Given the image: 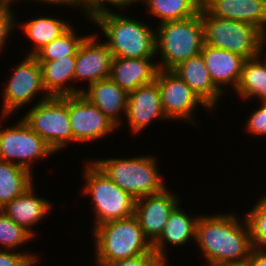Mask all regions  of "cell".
Returning a JSON list of instances; mask_svg holds the SVG:
<instances>
[{
	"mask_svg": "<svg viewBox=\"0 0 266 266\" xmlns=\"http://www.w3.org/2000/svg\"><path fill=\"white\" fill-rule=\"evenodd\" d=\"M242 217L227 212L211 215L201 213L194 243L199 246L207 266L248 261L252 250L251 231L245 214Z\"/></svg>",
	"mask_w": 266,
	"mask_h": 266,
	"instance_id": "6da1fadb",
	"label": "cell"
},
{
	"mask_svg": "<svg viewBox=\"0 0 266 266\" xmlns=\"http://www.w3.org/2000/svg\"><path fill=\"white\" fill-rule=\"evenodd\" d=\"M116 11L98 13L90 20L105 35L102 41L113 57L156 58L155 27Z\"/></svg>",
	"mask_w": 266,
	"mask_h": 266,
	"instance_id": "7a4b0ae2",
	"label": "cell"
},
{
	"mask_svg": "<svg viewBox=\"0 0 266 266\" xmlns=\"http://www.w3.org/2000/svg\"><path fill=\"white\" fill-rule=\"evenodd\" d=\"M116 185L135 200L167 188L155 155L91 159Z\"/></svg>",
	"mask_w": 266,
	"mask_h": 266,
	"instance_id": "3957f363",
	"label": "cell"
},
{
	"mask_svg": "<svg viewBox=\"0 0 266 266\" xmlns=\"http://www.w3.org/2000/svg\"><path fill=\"white\" fill-rule=\"evenodd\" d=\"M91 232L95 248L94 263L124 260L153 250L134 215L102 223Z\"/></svg>",
	"mask_w": 266,
	"mask_h": 266,
	"instance_id": "277c9868",
	"label": "cell"
},
{
	"mask_svg": "<svg viewBox=\"0 0 266 266\" xmlns=\"http://www.w3.org/2000/svg\"><path fill=\"white\" fill-rule=\"evenodd\" d=\"M87 162V163H86ZM81 194L92 203V229L102 223L131 217L136 200L116 185L91 159L85 161Z\"/></svg>",
	"mask_w": 266,
	"mask_h": 266,
	"instance_id": "5b68a950",
	"label": "cell"
},
{
	"mask_svg": "<svg viewBox=\"0 0 266 266\" xmlns=\"http://www.w3.org/2000/svg\"><path fill=\"white\" fill-rule=\"evenodd\" d=\"M156 60L158 69L172 70L179 63L201 53L204 26L200 12L190 18L157 24Z\"/></svg>",
	"mask_w": 266,
	"mask_h": 266,
	"instance_id": "8992f818",
	"label": "cell"
},
{
	"mask_svg": "<svg viewBox=\"0 0 266 266\" xmlns=\"http://www.w3.org/2000/svg\"><path fill=\"white\" fill-rule=\"evenodd\" d=\"M204 26V44L239 54L246 59L266 51V35L257 27L231 19L210 15L200 9Z\"/></svg>",
	"mask_w": 266,
	"mask_h": 266,
	"instance_id": "52a82bcc",
	"label": "cell"
},
{
	"mask_svg": "<svg viewBox=\"0 0 266 266\" xmlns=\"http://www.w3.org/2000/svg\"><path fill=\"white\" fill-rule=\"evenodd\" d=\"M22 119L57 154L73 143L69 120V96H51L33 104Z\"/></svg>",
	"mask_w": 266,
	"mask_h": 266,
	"instance_id": "ba28073f",
	"label": "cell"
},
{
	"mask_svg": "<svg viewBox=\"0 0 266 266\" xmlns=\"http://www.w3.org/2000/svg\"><path fill=\"white\" fill-rule=\"evenodd\" d=\"M10 117L0 115V120L9 121ZM1 122L0 160L17 164L34 173V163L55 155L52 148L27 125L22 117L7 128L3 127Z\"/></svg>",
	"mask_w": 266,
	"mask_h": 266,
	"instance_id": "9c48e42d",
	"label": "cell"
},
{
	"mask_svg": "<svg viewBox=\"0 0 266 266\" xmlns=\"http://www.w3.org/2000/svg\"><path fill=\"white\" fill-rule=\"evenodd\" d=\"M23 58L14 65L15 68L12 67L3 92H1L3 103L0 115L2 116H12L14 112L17 111L14 113L17 114L19 109H23L24 105L27 106L30 102V105L33 104L32 102L37 104L51 97L44 88L37 59L33 55H24ZM37 95H39V101ZM34 99L37 101L35 102Z\"/></svg>",
	"mask_w": 266,
	"mask_h": 266,
	"instance_id": "30bf717a",
	"label": "cell"
},
{
	"mask_svg": "<svg viewBox=\"0 0 266 266\" xmlns=\"http://www.w3.org/2000/svg\"><path fill=\"white\" fill-rule=\"evenodd\" d=\"M155 80L161 94L162 109L168 120H184L196 126L198 122L194 112L200 105L207 113L213 112L174 71L158 69Z\"/></svg>",
	"mask_w": 266,
	"mask_h": 266,
	"instance_id": "8fae6325",
	"label": "cell"
},
{
	"mask_svg": "<svg viewBox=\"0 0 266 266\" xmlns=\"http://www.w3.org/2000/svg\"><path fill=\"white\" fill-rule=\"evenodd\" d=\"M73 143H90L110 136L119 128L81 93L69 96Z\"/></svg>",
	"mask_w": 266,
	"mask_h": 266,
	"instance_id": "7c38bea8",
	"label": "cell"
},
{
	"mask_svg": "<svg viewBox=\"0 0 266 266\" xmlns=\"http://www.w3.org/2000/svg\"><path fill=\"white\" fill-rule=\"evenodd\" d=\"M92 33L83 40L77 50L75 84L86 81L89 86L110 77L113 55L107 45L99 40L101 37L97 35V31Z\"/></svg>",
	"mask_w": 266,
	"mask_h": 266,
	"instance_id": "4fadbf2b",
	"label": "cell"
},
{
	"mask_svg": "<svg viewBox=\"0 0 266 266\" xmlns=\"http://www.w3.org/2000/svg\"><path fill=\"white\" fill-rule=\"evenodd\" d=\"M180 202L181 195L179 197L177 192L173 193L168 187L161 193L136 200L134 216L151 244L160 237L171 211Z\"/></svg>",
	"mask_w": 266,
	"mask_h": 266,
	"instance_id": "5bb4252c",
	"label": "cell"
},
{
	"mask_svg": "<svg viewBox=\"0 0 266 266\" xmlns=\"http://www.w3.org/2000/svg\"><path fill=\"white\" fill-rule=\"evenodd\" d=\"M125 118L124 122L127 121L132 135H139L155 120L170 122L163 112L161 94L156 80L128 94Z\"/></svg>",
	"mask_w": 266,
	"mask_h": 266,
	"instance_id": "9a60e30c",
	"label": "cell"
},
{
	"mask_svg": "<svg viewBox=\"0 0 266 266\" xmlns=\"http://www.w3.org/2000/svg\"><path fill=\"white\" fill-rule=\"evenodd\" d=\"M201 54L205 65L216 87L226 95L227 89L234 91L241 79L246 58L224 49L203 45ZM229 87V88H228Z\"/></svg>",
	"mask_w": 266,
	"mask_h": 266,
	"instance_id": "2e32d148",
	"label": "cell"
},
{
	"mask_svg": "<svg viewBox=\"0 0 266 266\" xmlns=\"http://www.w3.org/2000/svg\"><path fill=\"white\" fill-rule=\"evenodd\" d=\"M34 187L33 184L22 195L7 203L0 210L36 238L37 231L35 232L33 227L38 226L45 217L47 218V215L50 216L49 213L55 208H53V202L43 198L42 195L38 196Z\"/></svg>",
	"mask_w": 266,
	"mask_h": 266,
	"instance_id": "e0dca14e",
	"label": "cell"
},
{
	"mask_svg": "<svg viewBox=\"0 0 266 266\" xmlns=\"http://www.w3.org/2000/svg\"><path fill=\"white\" fill-rule=\"evenodd\" d=\"M202 7L214 17L252 25L266 35V0H202Z\"/></svg>",
	"mask_w": 266,
	"mask_h": 266,
	"instance_id": "ac0fdd59",
	"label": "cell"
},
{
	"mask_svg": "<svg viewBox=\"0 0 266 266\" xmlns=\"http://www.w3.org/2000/svg\"><path fill=\"white\" fill-rule=\"evenodd\" d=\"M180 202L170 213L167 224L160 237L152 244L153 251L169 265L166 248L184 247L188 242L195 241L196 226L199 215H190L181 207Z\"/></svg>",
	"mask_w": 266,
	"mask_h": 266,
	"instance_id": "d6986e66",
	"label": "cell"
},
{
	"mask_svg": "<svg viewBox=\"0 0 266 266\" xmlns=\"http://www.w3.org/2000/svg\"><path fill=\"white\" fill-rule=\"evenodd\" d=\"M214 112L223 93L216 87L205 65L202 54L190 57L172 69ZM221 98V99H220Z\"/></svg>",
	"mask_w": 266,
	"mask_h": 266,
	"instance_id": "ffe728a7",
	"label": "cell"
},
{
	"mask_svg": "<svg viewBox=\"0 0 266 266\" xmlns=\"http://www.w3.org/2000/svg\"><path fill=\"white\" fill-rule=\"evenodd\" d=\"M99 108L118 128L124 125L128 94L110 78L90 84L81 93ZM123 114V116H122ZM124 119H121L123 118Z\"/></svg>",
	"mask_w": 266,
	"mask_h": 266,
	"instance_id": "44dd1931",
	"label": "cell"
},
{
	"mask_svg": "<svg viewBox=\"0 0 266 266\" xmlns=\"http://www.w3.org/2000/svg\"><path fill=\"white\" fill-rule=\"evenodd\" d=\"M157 71L156 58L113 57L109 78L129 94L138 87L153 82Z\"/></svg>",
	"mask_w": 266,
	"mask_h": 266,
	"instance_id": "7402d4cb",
	"label": "cell"
},
{
	"mask_svg": "<svg viewBox=\"0 0 266 266\" xmlns=\"http://www.w3.org/2000/svg\"><path fill=\"white\" fill-rule=\"evenodd\" d=\"M76 55H68L50 61H38L42 73V81L50 96H70L82 93V85L75 86ZM72 83H74L72 85ZM75 86V87H74Z\"/></svg>",
	"mask_w": 266,
	"mask_h": 266,
	"instance_id": "603a6c76",
	"label": "cell"
},
{
	"mask_svg": "<svg viewBox=\"0 0 266 266\" xmlns=\"http://www.w3.org/2000/svg\"><path fill=\"white\" fill-rule=\"evenodd\" d=\"M50 16L39 15V17H37L36 15V17H32V19L29 18L27 21L23 20L21 21L22 24L19 23L17 25V28L22 30L21 32L25 35V38L30 40L33 46L31 50L24 55H34L43 46L60 37L72 26L66 19Z\"/></svg>",
	"mask_w": 266,
	"mask_h": 266,
	"instance_id": "cb8c5ba5",
	"label": "cell"
},
{
	"mask_svg": "<svg viewBox=\"0 0 266 266\" xmlns=\"http://www.w3.org/2000/svg\"><path fill=\"white\" fill-rule=\"evenodd\" d=\"M235 93L244 102L255 98L258 103L266 102V52L246 60Z\"/></svg>",
	"mask_w": 266,
	"mask_h": 266,
	"instance_id": "d4e9b609",
	"label": "cell"
},
{
	"mask_svg": "<svg viewBox=\"0 0 266 266\" xmlns=\"http://www.w3.org/2000/svg\"><path fill=\"white\" fill-rule=\"evenodd\" d=\"M34 177L26 168L0 160V209L36 184Z\"/></svg>",
	"mask_w": 266,
	"mask_h": 266,
	"instance_id": "484cf974",
	"label": "cell"
},
{
	"mask_svg": "<svg viewBox=\"0 0 266 266\" xmlns=\"http://www.w3.org/2000/svg\"><path fill=\"white\" fill-rule=\"evenodd\" d=\"M140 2L147 9V14L160 20L158 24L190 18L197 15L202 7V0H141Z\"/></svg>",
	"mask_w": 266,
	"mask_h": 266,
	"instance_id": "4316f807",
	"label": "cell"
},
{
	"mask_svg": "<svg viewBox=\"0 0 266 266\" xmlns=\"http://www.w3.org/2000/svg\"><path fill=\"white\" fill-rule=\"evenodd\" d=\"M75 30L72 25L60 37L43 46L33 56L37 61H50L68 55H76L79 46L88 35H79V31L77 34Z\"/></svg>",
	"mask_w": 266,
	"mask_h": 266,
	"instance_id": "83f0119b",
	"label": "cell"
},
{
	"mask_svg": "<svg viewBox=\"0 0 266 266\" xmlns=\"http://www.w3.org/2000/svg\"><path fill=\"white\" fill-rule=\"evenodd\" d=\"M34 237L20 225H17L11 218L0 210V249L27 252V254L37 263L41 260L36 252L20 250V247L29 243Z\"/></svg>",
	"mask_w": 266,
	"mask_h": 266,
	"instance_id": "f1b7e54d",
	"label": "cell"
},
{
	"mask_svg": "<svg viewBox=\"0 0 266 266\" xmlns=\"http://www.w3.org/2000/svg\"><path fill=\"white\" fill-rule=\"evenodd\" d=\"M245 213L251 231L252 248L266 250V192Z\"/></svg>",
	"mask_w": 266,
	"mask_h": 266,
	"instance_id": "f546056e",
	"label": "cell"
},
{
	"mask_svg": "<svg viewBox=\"0 0 266 266\" xmlns=\"http://www.w3.org/2000/svg\"><path fill=\"white\" fill-rule=\"evenodd\" d=\"M78 1V7L80 8V12H82V15L85 17H88L87 20H91L95 15L98 13L104 12V11H110L112 10L110 7H112L116 10L119 9L120 13L123 9H128V7L131 6L132 3L129 0H77ZM108 5V6H107Z\"/></svg>",
	"mask_w": 266,
	"mask_h": 266,
	"instance_id": "4dcf8cb0",
	"label": "cell"
},
{
	"mask_svg": "<svg viewBox=\"0 0 266 266\" xmlns=\"http://www.w3.org/2000/svg\"><path fill=\"white\" fill-rule=\"evenodd\" d=\"M14 3H0V54L6 49L7 42L11 35H14L15 28L17 29V15L15 8H12ZM13 32V33H12ZM12 33V34H11Z\"/></svg>",
	"mask_w": 266,
	"mask_h": 266,
	"instance_id": "1f68e13d",
	"label": "cell"
},
{
	"mask_svg": "<svg viewBox=\"0 0 266 266\" xmlns=\"http://www.w3.org/2000/svg\"><path fill=\"white\" fill-rule=\"evenodd\" d=\"M259 105L251 111L245 123L247 133L257 136L266 137V102H260Z\"/></svg>",
	"mask_w": 266,
	"mask_h": 266,
	"instance_id": "d6a6232c",
	"label": "cell"
},
{
	"mask_svg": "<svg viewBox=\"0 0 266 266\" xmlns=\"http://www.w3.org/2000/svg\"><path fill=\"white\" fill-rule=\"evenodd\" d=\"M96 266H170L153 250L147 254L109 263H94Z\"/></svg>",
	"mask_w": 266,
	"mask_h": 266,
	"instance_id": "836d02e7",
	"label": "cell"
},
{
	"mask_svg": "<svg viewBox=\"0 0 266 266\" xmlns=\"http://www.w3.org/2000/svg\"><path fill=\"white\" fill-rule=\"evenodd\" d=\"M38 264L27 254L15 250L0 249V266H37Z\"/></svg>",
	"mask_w": 266,
	"mask_h": 266,
	"instance_id": "e575fe53",
	"label": "cell"
},
{
	"mask_svg": "<svg viewBox=\"0 0 266 266\" xmlns=\"http://www.w3.org/2000/svg\"><path fill=\"white\" fill-rule=\"evenodd\" d=\"M247 262L250 266H266V250L252 248Z\"/></svg>",
	"mask_w": 266,
	"mask_h": 266,
	"instance_id": "d590c367",
	"label": "cell"
},
{
	"mask_svg": "<svg viewBox=\"0 0 266 266\" xmlns=\"http://www.w3.org/2000/svg\"><path fill=\"white\" fill-rule=\"evenodd\" d=\"M21 1H23V3L25 2H30V1H32V2H34V3H42V4H52L54 7L55 6H57V5H61L62 7H63V5L65 6V8H67V6L69 7V8H73V9H79V7H78V1L77 0H21Z\"/></svg>",
	"mask_w": 266,
	"mask_h": 266,
	"instance_id": "8d00e7d4",
	"label": "cell"
},
{
	"mask_svg": "<svg viewBox=\"0 0 266 266\" xmlns=\"http://www.w3.org/2000/svg\"><path fill=\"white\" fill-rule=\"evenodd\" d=\"M223 266H250V265L248 264V262H246V263H241V264H229V265H223Z\"/></svg>",
	"mask_w": 266,
	"mask_h": 266,
	"instance_id": "74e56055",
	"label": "cell"
},
{
	"mask_svg": "<svg viewBox=\"0 0 266 266\" xmlns=\"http://www.w3.org/2000/svg\"><path fill=\"white\" fill-rule=\"evenodd\" d=\"M129 1H130L132 4H135V5H136V3H138V2L140 3L141 0H129Z\"/></svg>",
	"mask_w": 266,
	"mask_h": 266,
	"instance_id": "f35d334b",
	"label": "cell"
},
{
	"mask_svg": "<svg viewBox=\"0 0 266 266\" xmlns=\"http://www.w3.org/2000/svg\"><path fill=\"white\" fill-rule=\"evenodd\" d=\"M18 1L20 2L21 0H8V3H13L14 2V4H15V3H18Z\"/></svg>",
	"mask_w": 266,
	"mask_h": 266,
	"instance_id": "ab89813d",
	"label": "cell"
},
{
	"mask_svg": "<svg viewBox=\"0 0 266 266\" xmlns=\"http://www.w3.org/2000/svg\"><path fill=\"white\" fill-rule=\"evenodd\" d=\"M0 3H8V0H0Z\"/></svg>",
	"mask_w": 266,
	"mask_h": 266,
	"instance_id": "60d3db41",
	"label": "cell"
}]
</instances>
